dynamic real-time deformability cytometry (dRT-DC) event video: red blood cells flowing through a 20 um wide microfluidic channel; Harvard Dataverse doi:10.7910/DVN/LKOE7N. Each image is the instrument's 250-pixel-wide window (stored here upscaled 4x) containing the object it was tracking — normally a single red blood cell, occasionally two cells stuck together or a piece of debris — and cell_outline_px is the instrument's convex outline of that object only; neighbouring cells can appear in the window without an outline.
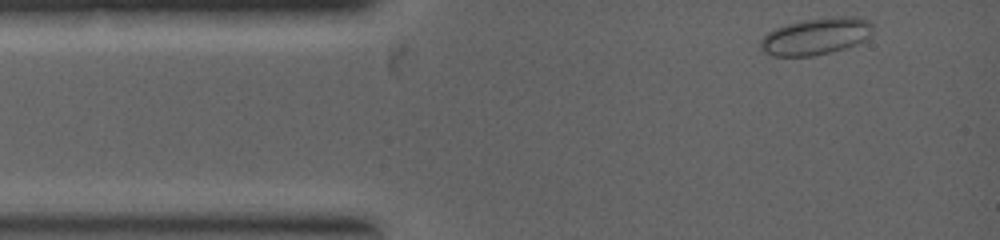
{"species": "common noctule bat (a hibernating species)", "species_latin": "Nyctalus noctula", "temperature_condition": "warm", "stored_images_in_passage": 5, "camera_frame_rate_fps": 5000, "um_per_image_px": 0.085, "animal": {"sex": "female", "body_mass_g": 19.0, "forearm_length_mm": 53.3}, "frame": {"image": 1, "passage_image": 1, "time_ms": 0.0, "image_size_px": [1000, 240], "cell_outline_px": [[872, 32], [864, 40], [856, 44], [844, 48], [812, 56], [772, 56], [764, 52], [760, 48], [760, 40], [768, 32], [776, 28], [788, 24], [804, 20], [832, 16], [856, 16], [868, 20], [872, 24]], "centroid_in_image_um": [69.35, 3.08], "position_along_channel_um": 15.7, "area_um2": 24.04}}
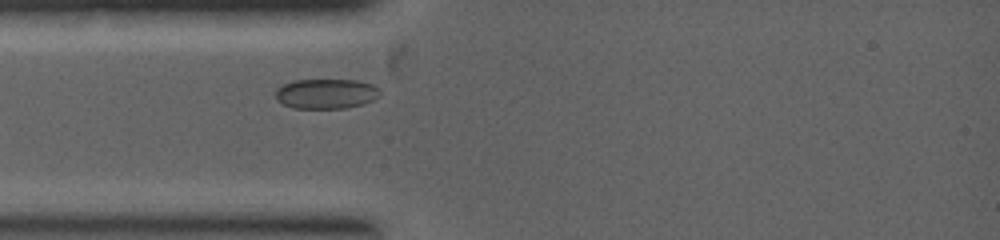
{"frame": {"image": 2, "passage_image": 5, "time_ms": 1.4, "image_size_px": [1000, 240], "cell_outline_px": [[380, 96], [364, 104], [344, 108], [292, 108], [276, 100], [276, 88], [292, 80], [356, 80], [372, 84], [380, 88]], "centroid_in_image_um": [27.73, 7.96], "position_along_channel_um": 57.3, "area_um2": 18.32}}